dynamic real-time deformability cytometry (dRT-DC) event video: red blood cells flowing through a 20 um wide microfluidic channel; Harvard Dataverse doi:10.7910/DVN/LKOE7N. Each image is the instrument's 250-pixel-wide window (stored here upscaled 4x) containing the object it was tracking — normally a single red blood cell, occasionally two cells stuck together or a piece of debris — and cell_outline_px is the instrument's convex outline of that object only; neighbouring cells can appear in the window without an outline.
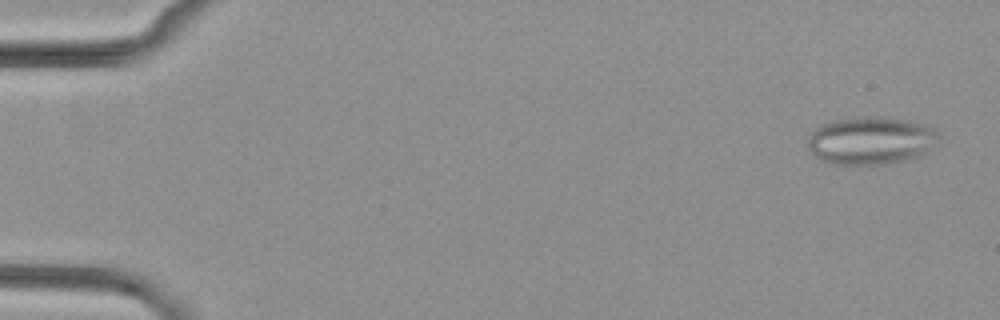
{"species": "common noctule bat (a hibernating species)", "species_latin": "Nyctalus noctula", "temperature_condition": "cold", "stored_images_in_passage": 53, "camera_frame_rate_fps": 3000, "um_per_image_px": 0.085, "animal": {"sex": "female", "body_mass_g": 29.2, "forearm_length_mm": 56.3}, "frame": {"image": 1, "passage_image": 2, "time_ms": 0.333, "image_size_px": [1000, 320], "cell_outline_px": [[940, 140], [928, 152], [920, 156], [904, 160], [884, 164], [836, 164], [820, 160], [808, 148], [808, 132], [820, 124], [832, 120], [864, 116], [868, 116], [908, 120], [928, 124], [936, 128], [940, 132]], "centroid_in_image_um": [74.06, 11.93], "position_along_channel_um": 10.9, "area_um2": 37.11}}
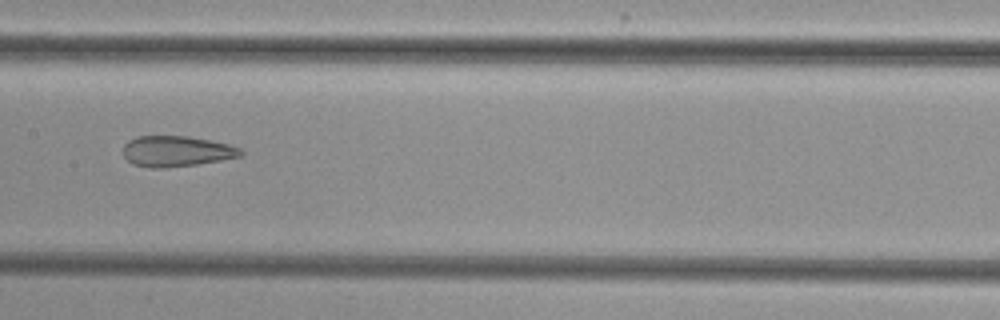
{"frame": {"image": 2, "passage_image": 27, "time_ms": 8.667, "image_size_px": [1000, 320], "cell_outline_px": [[244, 152], [240, 156], [220, 160], [196, 164], [164, 168], [152, 168], [132, 164], [124, 156], [124, 144], [128, 140], [136, 136], [188, 136], [228, 144], [240, 148]], "centroid_in_image_um": [14.97, 12.85], "position_along_channel_um": 192.4, "area_um2": 20.92}}
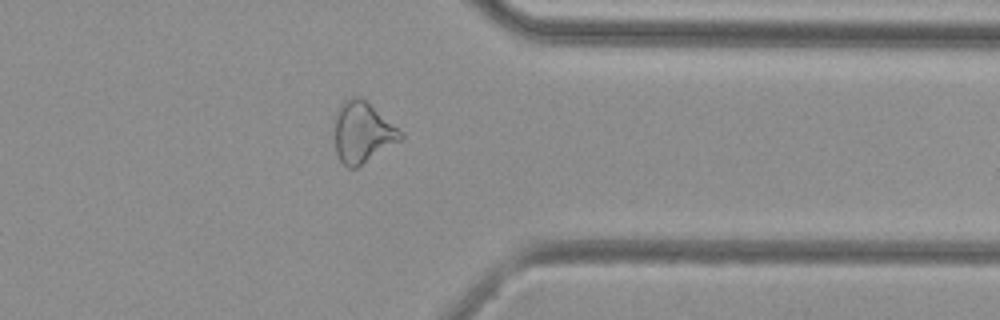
{"frame": {"image": 3, "passage_image": 42, "time_ms": 13.667, "image_size_px": [1000, 320], "cell_outline_px": [[404, 140], [356, 168], [348, 168], [340, 160], [336, 152], [336, 112], [340, 104], [344, 100], [352, 96], [360, 96], [404, 132]], "centroid_in_image_um": [30.87, 11.26], "position_along_channel_um": 380.5, "area_um2": 23.58}}